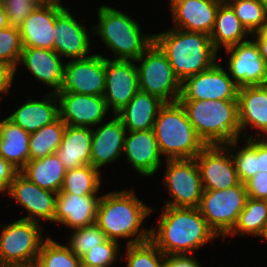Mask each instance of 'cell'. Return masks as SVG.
<instances>
[{
  "label": "cell",
  "mask_w": 267,
  "mask_h": 267,
  "mask_svg": "<svg viewBox=\"0 0 267 267\" xmlns=\"http://www.w3.org/2000/svg\"><path fill=\"white\" fill-rule=\"evenodd\" d=\"M158 231L150 229V241L165 255H187L211 242L216 233L198 208L164 206Z\"/></svg>",
  "instance_id": "1"
},
{
  "label": "cell",
  "mask_w": 267,
  "mask_h": 267,
  "mask_svg": "<svg viewBox=\"0 0 267 267\" xmlns=\"http://www.w3.org/2000/svg\"><path fill=\"white\" fill-rule=\"evenodd\" d=\"M151 212L152 209L140 201L132 190L109 192L100 196L96 223L107 239L119 242L120 237H133L127 245L138 244L150 240V230L141 225Z\"/></svg>",
  "instance_id": "2"
},
{
  "label": "cell",
  "mask_w": 267,
  "mask_h": 267,
  "mask_svg": "<svg viewBox=\"0 0 267 267\" xmlns=\"http://www.w3.org/2000/svg\"><path fill=\"white\" fill-rule=\"evenodd\" d=\"M153 36L181 82L216 63L218 51L207 34L172 28Z\"/></svg>",
  "instance_id": "3"
},
{
  "label": "cell",
  "mask_w": 267,
  "mask_h": 267,
  "mask_svg": "<svg viewBox=\"0 0 267 267\" xmlns=\"http://www.w3.org/2000/svg\"><path fill=\"white\" fill-rule=\"evenodd\" d=\"M197 136L205 145L239 140L238 100H179Z\"/></svg>",
  "instance_id": "4"
},
{
  "label": "cell",
  "mask_w": 267,
  "mask_h": 267,
  "mask_svg": "<svg viewBox=\"0 0 267 267\" xmlns=\"http://www.w3.org/2000/svg\"><path fill=\"white\" fill-rule=\"evenodd\" d=\"M153 131L160 153L166 160L195 158L206 146L179 101L165 103L160 108Z\"/></svg>",
  "instance_id": "5"
},
{
  "label": "cell",
  "mask_w": 267,
  "mask_h": 267,
  "mask_svg": "<svg viewBox=\"0 0 267 267\" xmlns=\"http://www.w3.org/2000/svg\"><path fill=\"white\" fill-rule=\"evenodd\" d=\"M99 22L91 29L112 50L115 60H137L154 42V36L142 35L138 22L125 13L106 5L99 7Z\"/></svg>",
  "instance_id": "6"
},
{
  "label": "cell",
  "mask_w": 267,
  "mask_h": 267,
  "mask_svg": "<svg viewBox=\"0 0 267 267\" xmlns=\"http://www.w3.org/2000/svg\"><path fill=\"white\" fill-rule=\"evenodd\" d=\"M135 62H141L137 66L141 91L154 95L165 103L179 101L182 82L174 73L166 54L155 42Z\"/></svg>",
  "instance_id": "7"
},
{
  "label": "cell",
  "mask_w": 267,
  "mask_h": 267,
  "mask_svg": "<svg viewBox=\"0 0 267 267\" xmlns=\"http://www.w3.org/2000/svg\"><path fill=\"white\" fill-rule=\"evenodd\" d=\"M41 223L18 219L4 225L0 233V266L36 262L42 243Z\"/></svg>",
  "instance_id": "8"
},
{
  "label": "cell",
  "mask_w": 267,
  "mask_h": 267,
  "mask_svg": "<svg viewBox=\"0 0 267 267\" xmlns=\"http://www.w3.org/2000/svg\"><path fill=\"white\" fill-rule=\"evenodd\" d=\"M247 198L242 182L226 190H203L198 209L209 227L224 239L234 228Z\"/></svg>",
  "instance_id": "9"
},
{
  "label": "cell",
  "mask_w": 267,
  "mask_h": 267,
  "mask_svg": "<svg viewBox=\"0 0 267 267\" xmlns=\"http://www.w3.org/2000/svg\"><path fill=\"white\" fill-rule=\"evenodd\" d=\"M163 183L172 201L164 206L198 208L203 194L200 171L195 158L167 159Z\"/></svg>",
  "instance_id": "10"
},
{
  "label": "cell",
  "mask_w": 267,
  "mask_h": 267,
  "mask_svg": "<svg viewBox=\"0 0 267 267\" xmlns=\"http://www.w3.org/2000/svg\"><path fill=\"white\" fill-rule=\"evenodd\" d=\"M238 141L233 140L226 145H206L195 157L203 190H226L241 182L230 153L234 151L232 148L237 149Z\"/></svg>",
  "instance_id": "11"
},
{
  "label": "cell",
  "mask_w": 267,
  "mask_h": 267,
  "mask_svg": "<svg viewBox=\"0 0 267 267\" xmlns=\"http://www.w3.org/2000/svg\"><path fill=\"white\" fill-rule=\"evenodd\" d=\"M238 85L219 63L181 83L179 100H238Z\"/></svg>",
  "instance_id": "12"
},
{
  "label": "cell",
  "mask_w": 267,
  "mask_h": 267,
  "mask_svg": "<svg viewBox=\"0 0 267 267\" xmlns=\"http://www.w3.org/2000/svg\"><path fill=\"white\" fill-rule=\"evenodd\" d=\"M105 57L99 54L64 63L63 83L58 92L103 96Z\"/></svg>",
  "instance_id": "13"
},
{
  "label": "cell",
  "mask_w": 267,
  "mask_h": 267,
  "mask_svg": "<svg viewBox=\"0 0 267 267\" xmlns=\"http://www.w3.org/2000/svg\"><path fill=\"white\" fill-rule=\"evenodd\" d=\"M135 60L105 58V90L103 98L114 116L125 107L140 90Z\"/></svg>",
  "instance_id": "14"
},
{
  "label": "cell",
  "mask_w": 267,
  "mask_h": 267,
  "mask_svg": "<svg viewBox=\"0 0 267 267\" xmlns=\"http://www.w3.org/2000/svg\"><path fill=\"white\" fill-rule=\"evenodd\" d=\"M225 50L230 55L229 76L239 88L267 85V65L255 40H246Z\"/></svg>",
  "instance_id": "15"
},
{
  "label": "cell",
  "mask_w": 267,
  "mask_h": 267,
  "mask_svg": "<svg viewBox=\"0 0 267 267\" xmlns=\"http://www.w3.org/2000/svg\"><path fill=\"white\" fill-rule=\"evenodd\" d=\"M29 212L21 219L40 223V218L53 222L57 193L40 188L18 172L6 193Z\"/></svg>",
  "instance_id": "16"
},
{
  "label": "cell",
  "mask_w": 267,
  "mask_h": 267,
  "mask_svg": "<svg viewBox=\"0 0 267 267\" xmlns=\"http://www.w3.org/2000/svg\"><path fill=\"white\" fill-rule=\"evenodd\" d=\"M56 96L59 103V117L69 126H97L108 112L103 96L69 92H57Z\"/></svg>",
  "instance_id": "17"
},
{
  "label": "cell",
  "mask_w": 267,
  "mask_h": 267,
  "mask_svg": "<svg viewBox=\"0 0 267 267\" xmlns=\"http://www.w3.org/2000/svg\"><path fill=\"white\" fill-rule=\"evenodd\" d=\"M86 29L66 7L55 19L53 50L72 60L88 57L91 44Z\"/></svg>",
  "instance_id": "18"
},
{
  "label": "cell",
  "mask_w": 267,
  "mask_h": 267,
  "mask_svg": "<svg viewBox=\"0 0 267 267\" xmlns=\"http://www.w3.org/2000/svg\"><path fill=\"white\" fill-rule=\"evenodd\" d=\"M224 0H185L171 8L173 28L210 36L220 4Z\"/></svg>",
  "instance_id": "19"
},
{
  "label": "cell",
  "mask_w": 267,
  "mask_h": 267,
  "mask_svg": "<svg viewBox=\"0 0 267 267\" xmlns=\"http://www.w3.org/2000/svg\"><path fill=\"white\" fill-rule=\"evenodd\" d=\"M55 4H40L19 27L23 47L53 50L56 17L65 9Z\"/></svg>",
  "instance_id": "20"
},
{
  "label": "cell",
  "mask_w": 267,
  "mask_h": 267,
  "mask_svg": "<svg viewBox=\"0 0 267 267\" xmlns=\"http://www.w3.org/2000/svg\"><path fill=\"white\" fill-rule=\"evenodd\" d=\"M126 133L123 153L127 161L143 176L156 173L162 163L153 129Z\"/></svg>",
  "instance_id": "21"
},
{
  "label": "cell",
  "mask_w": 267,
  "mask_h": 267,
  "mask_svg": "<svg viewBox=\"0 0 267 267\" xmlns=\"http://www.w3.org/2000/svg\"><path fill=\"white\" fill-rule=\"evenodd\" d=\"M100 197L97 195H76L57 193L53 221L72 229L87 227L96 222Z\"/></svg>",
  "instance_id": "22"
},
{
  "label": "cell",
  "mask_w": 267,
  "mask_h": 267,
  "mask_svg": "<svg viewBox=\"0 0 267 267\" xmlns=\"http://www.w3.org/2000/svg\"><path fill=\"white\" fill-rule=\"evenodd\" d=\"M61 57L51 49L23 47L19 63L37 80L52 87V92L61 90L63 83L64 64Z\"/></svg>",
  "instance_id": "23"
},
{
  "label": "cell",
  "mask_w": 267,
  "mask_h": 267,
  "mask_svg": "<svg viewBox=\"0 0 267 267\" xmlns=\"http://www.w3.org/2000/svg\"><path fill=\"white\" fill-rule=\"evenodd\" d=\"M126 129L115 116L109 122L93 130L91 143V165L97 169L114 162L123 154Z\"/></svg>",
  "instance_id": "24"
},
{
  "label": "cell",
  "mask_w": 267,
  "mask_h": 267,
  "mask_svg": "<svg viewBox=\"0 0 267 267\" xmlns=\"http://www.w3.org/2000/svg\"><path fill=\"white\" fill-rule=\"evenodd\" d=\"M238 112L241 134L246 137L243 128L250 125L259 130L257 136L261 138L260 132H267V85L239 88Z\"/></svg>",
  "instance_id": "25"
},
{
  "label": "cell",
  "mask_w": 267,
  "mask_h": 267,
  "mask_svg": "<svg viewBox=\"0 0 267 267\" xmlns=\"http://www.w3.org/2000/svg\"><path fill=\"white\" fill-rule=\"evenodd\" d=\"M56 93L50 92L41 101L28 99L8 119L28 133H33L59 118Z\"/></svg>",
  "instance_id": "26"
},
{
  "label": "cell",
  "mask_w": 267,
  "mask_h": 267,
  "mask_svg": "<svg viewBox=\"0 0 267 267\" xmlns=\"http://www.w3.org/2000/svg\"><path fill=\"white\" fill-rule=\"evenodd\" d=\"M165 104L160 98L139 90L130 102L115 115L126 131L153 129L160 108Z\"/></svg>",
  "instance_id": "27"
},
{
  "label": "cell",
  "mask_w": 267,
  "mask_h": 267,
  "mask_svg": "<svg viewBox=\"0 0 267 267\" xmlns=\"http://www.w3.org/2000/svg\"><path fill=\"white\" fill-rule=\"evenodd\" d=\"M92 136L93 129L90 127L66 125L61 144L55 154L67 171L91 165Z\"/></svg>",
  "instance_id": "28"
},
{
  "label": "cell",
  "mask_w": 267,
  "mask_h": 267,
  "mask_svg": "<svg viewBox=\"0 0 267 267\" xmlns=\"http://www.w3.org/2000/svg\"><path fill=\"white\" fill-rule=\"evenodd\" d=\"M29 137L30 133L10 119L0 121V155L19 172L30 160Z\"/></svg>",
  "instance_id": "29"
},
{
  "label": "cell",
  "mask_w": 267,
  "mask_h": 267,
  "mask_svg": "<svg viewBox=\"0 0 267 267\" xmlns=\"http://www.w3.org/2000/svg\"><path fill=\"white\" fill-rule=\"evenodd\" d=\"M251 35L242 25L232 7L224 0L217 11L213 29L210 34L214 48L219 51L221 46L225 49L246 41ZM245 39V40H244Z\"/></svg>",
  "instance_id": "30"
},
{
  "label": "cell",
  "mask_w": 267,
  "mask_h": 267,
  "mask_svg": "<svg viewBox=\"0 0 267 267\" xmlns=\"http://www.w3.org/2000/svg\"><path fill=\"white\" fill-rule=\"evenodd\" d=\"M20 172L40 188L59 193L67 170L54 153L29 160Z\"/></svg>",
  "instance_id": "31"
},
{
  "label": "cell",
  "mask_w": 267,
  "mask_h": 267,
  "mask_svg": "<svg viewBox=\"0 0 267 267\" xmlns=\"http://www.w3.org/2000/svg\"><path fill=\"white\" fill-rule=\"evenodd\" d=\"M267 225V200L248 197L244 209L239 214L238 220L228 235L245 234L261 236Z\"/></svg>",
  "instance_id": "32"
},
{
  "label": "cell",
  "mask_w": 267,
  "mask_h": 267,
  "mask_svg": "<svg viewBox=\"0 0 267 267\" xmlns=\"http://www.w3.org/2000/svg\"><path fill=\"white\" fill-rule=\"evenodd\" d=\"M66 124L59 117L51 124L45 125L36 132L30 133L29 153L30 160L44 158L54 154L60 146Z\"/></svg>",
  "instance_id": "33"
},
{
  "label": "cell",
  "mask_w": 267,
  "mask_h": 267,
  "mask_svg": "<svg viewBox=\"0 0 267 267\" xmlns=\"http://www.w3.org/2000/svg\"><path fill=\"white\" fill-rule=\"evenodd\" d=\"M100 173L92 165L68 170L60 191L76 195H96L101 184Z\"/></svg>",
  "instance_id": "34"
},
{
  "label": "cell",
  "mask_w": 267,
  "mask_h": 267,
  "mask_svg": "<svg viewBox=\"0 0 267 267\" xmlns=\"http://www.w3.org/2000/svg\"><path fill=\"white\" fill-rule=\"evenodd\" d=\"M36 262L40 267H79L81 257L74 254L69 246L58 244L48 237L41 245Z\"/></svg>",
  "instance_id": "35"
},
{
  "label": "cell",
  "mask_w": 267,
  "mask_h": 267,
  "mask_svg": "<svg viewBox=\"0 0 267 267\" xmlns=\"http://www.w3.org/2000/svg\"><path fill=\"white\" fill-rule=\"evenodd\" d=\"M234 10L236 16L252 35L267 20V11L258 0H225Z\"/></svg>",
  "instance_id": "36"
},
{
  "label": "cell",
  "mask_w": 267,
  "mask_h": 267,
  "mask_svg": "<svg viewBox=\"0 0 267 267\" xmlns=\"http://www.w3.org/2000/svg\"><path fill=\"white\" fill-rule=\"evenodd\" d=\"M126 267H165L166 256L150 241L126 245Z\"/></svg>",
  "instance_id": "37"
},
{
  "label": "cell",
  "mask_w": 267,
  "mask_h": 267,
  "mask_svg": "<svg viewBox=\"0 0 267 267\" xmlns=\"http://www.w3.org/2000/svg\"><path fill=\"white\" fill-rule=\"evenodd\" d=\"M246 145L240 148L237 152L231 153L235 168L242 183L255 176L258 172V157H257V136H253L245 141Z\"/></svg>",
  "instance_id": "38"
},
{
  "label": "cell",
  "mask_w": 267,
  "mask_h": 267,
  "mask_svg": "<svg viewBox=\"0 0 267 267\" xmlns=\"http://www.w3.org/2000/svg\"><path fill=\"white\" fill-rule=\"evenodd\" d=\"M23 50L20 30L9 26L0 29V62L8 64L16 73Z\"/></svg>",
  "instance_id": "39"
},
{
  "label": "cell",
  "mask_w": 267,
  "mask_h": 267,
  "mask_svg": "<svg viewBox=\"0 0 267 267\" xmlns=\"http://www.w3.org/2000/svg\"><path fill=\"white\" fill-rule=\"evenodd\" d=\"M70 238L69 247L71 251L77 256L82 257L84 253L102 243L106 236L95 222L87 227L73 229Z\"/></svg>",
  "instance_id": "40"
},
{
  "label": "cell",
  "mask_w": 267,
  "mask_h": 267,
  "mask_svg": "<svg viewBox=\"0 0 267 267\" xmlns=\"http://www.w3.org/2000/svg\"><path fill=\"white\" fill-rule=\"evenodd\" d=\"M119 242L105 239L93 249H90L81 257V261L98 267H111L118 258Z\"/></svg>",
  "instance_id": "41"
},
{
  "label": "cell",
  "mask_w": 267,
  "mask_h": 267,
  "mask_svg": "<svg viewBox=\"0 0 267 267\" xmlns=\"http://www.w3.org/2000/svg\"><path fill=\"white\" fill-rule=\"evenodd\" d=\"M10 26L21 27L30 13L40 6L38 0H0Z\"/></svg>",
  "instance_id": "42"
},
{
  "label": "cell",
  "mask_w": 267,
  "mask_h": 267,
  "mask_svg": "<svg viewBox=\"0 0 267 267\" xmlns=\"http://www.w3.org/2000/svg\"><path fill=\"white\" fill-rule=\"evenodd\" d=\"M247 196L267 200V172H258L245 182Z\"/></svg>",
  "instance_id": "43"
},
{
  "label": "cell",
  "mask_w": 267,
  "mask_h": 267,
  "mask_svg": "<svg viewBox=\"0 0 267 267\" xmlns=\"http://www.w3.org/2000/svg\"><path fill=\"white\" fill-rule=\"evenodd\" d=\"M19 171L0 155V191L6 193Z\"/></svg>",
  "instance_id": "44"
},
{
  "label": "cell",
  "mask_w": 267,
  "mask_h": 267,
  "mask_svg": "<svg viewBox=\"0 0 267 267\" xmlns=\"http://www.w3.org/2000/svg\"><path fill=\"white\" fill-rule=\"evenodd\" d=\"M165 267H202L196 258L189 255H167Z\"/></svg>",
  "instance_id": "45"
},
{
  "label": "cell",
  "mask_w": 267,
  "mask_h": 267,
  "mask_svg": "<svg viewBox=\"0 0 267 267\" xmlns=\"http://www.w3.org/2000/svg\"><path fill=\"white\" fill-rule=\"evenodd\" d=\"M15 73L14 69L11 68L8 64L0 62V94L8 93L10 89ZM0 96V100H1Z\"/></svg>",
  "instance_id": "46"
},
{
  "label": "cell",
  "mask_w": 267,
  "mask_h": 267,
  "mask_svg": "<svg viewBox=\"0 0 267 267\" xmlns=\"http://www.w3.org/2000/svg\"><path fill=\"white\" fill-rule=\"evenodd\" d=\"M257 157L259 172H267V144L261 138H257Z\"/></svg>",
  "instance_id": "47"
},
{
  "label": "cell",
  "mask_w": 267,
  "mask_h": 267,
  "mask_svg": "<svg viewBox=\"0 0 267 267\" xmlns=\"http://www.w3.org/2000/svg\"><path fill=\"white\" fill-rule=\"evenodd\" d=\"M252 36L256 42H267V20Z\"/></svg>",
  "instance_id": "48"
},
{
  "label": "cell",
  "mask_w": 267,
  "mask_h": 267,
  "mask_svg": "<svg viewBox=\"0 0 267 267\" xmlns=\"http://www.w3.org/2000/svg\"><path fill=\"white\" fill-rule=\"evenodd\" d=\"M9 26H10V24L8 22L6 12H5L2 4L0 3V29L7 28Z\"/></svg>",
  "instance_id": "49"
},
{
  "label": "cell",
  "mask_w": 267,
  "mask_h": 267,
  "mask_svg": "<svg viewBox=\"0 0 267 267\" xmlns=\"http://www.w3.org/2000/svg\"><path fill=\"white\" fill-rule=\"evenodd\" d=\"M258 44L261 57L264 59L267 65V42H256Z\"/></svg>",
  "instance_id": "50"
},
{
  "label": "cell",
  "mask_w": 267,
  "mask_h": 267,
  "mask_svg": "<svg viewBox=\"0 0 267 267\" xmlns=\"http://www.w3.org/2000/svg\"><path fill=\"white\" fill-rule=\"evenodd\" d=\"M41 4H55L59 6H63L60 3V0H38Z\"/></svg>",
  "instance_id": "51"
},
{
  "label": "cell",
  "mask_w": 267,
  "mask_h": 267,
  "mask_svg": "<svg viewBox=\"0 0 267 267\" xmlns=\"http://www.w3.org/2000/svg\"><path fill=\"white\" fill-rule=\"evenodd\" d=\"M12 267H40L37 262H33V263H27V264H19V265H15Z\"/></svg>",
  "instance_id": "52"
},
{
  "label": "cell",
  "mask_w": 267,
  "mask_h": 267,
  "mask_svg": "<svg viewBox=\"0 0 267 267\" xmlns=\"http://www.w3.org/2000/svg\"><path fill=\"white\" fill-rule=\"evenodd\" d=\"M182 1H185V0H170V8H172L175 4L179 3V2H182Z\"/></svg>",
  "instance_id": "53"
},
{
  "label": "cell",
  "mask_w": 267,
  "mask_h": 267,
  "mask_svg": "<svg viewBox=\"0 0 267 267\" xmlns=\"http://www.w3.org/2000/svg\"><path fill=\"white\" fill-rule=\"evenodd\" d=\"M79 267H98V266L88 265L81 261Z\"/></svg>",
  "instance_id": "54"
},
{
  "label": "cell",
  "mask_w": 267,
  "mask_h": 267,
  "mask_svg": "<svg viewBox=\"0 0 267 267\" xmlns=\"http://www.w3.org/2000/svg\"><path fill=\"white\" fill-rule=\"evenodd\" d=\"M258 1L261 2L264 5V7H265V9L267 11V0H258Z\"/></svg>",
  "instance_id": "55"
},
{
  "label": "cell",
  "mask_w": 267,
  "mask_h": 267,
  "mask_svg": "<svg viewBox=\"0 0 267 267\" xmlns=\"http://www.w3.org/2000/svg\"><path fill=\"white\" fill-rule=\"evenodd\" d=\"M261 237H263L267 240V225H266L265 231Z\"/></svg>",
  "instance_id": "56"
},
{
  "label": "cell",
  "mask_w": 267,
  "mask_h": 267,
  "mask_svg": "<svg viewBox=\"0 0 267 267\" xmlns=\"http://www.w3.org/2000/svg\"><path fill=\"white\" fill-rule=\"evenodd\" d=\"M264 135L266 138H264V139L261 138V140L267 144V132Z\"/></svg>",
  "instance_id": "57"
}]
</instances>
